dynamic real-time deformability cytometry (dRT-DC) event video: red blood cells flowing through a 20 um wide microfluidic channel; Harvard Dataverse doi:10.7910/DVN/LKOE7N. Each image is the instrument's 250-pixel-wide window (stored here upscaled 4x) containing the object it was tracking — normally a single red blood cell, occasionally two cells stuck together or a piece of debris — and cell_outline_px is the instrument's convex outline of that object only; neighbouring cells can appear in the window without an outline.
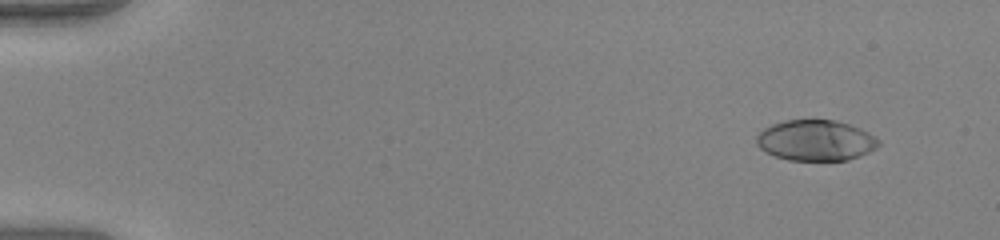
{"species": "human", "species_latin": "Homo sapiens", "temperature_condition": "warm", "stored_images_in_passage": 53, "camera_frame_rate_fps": 3000, "um_per_image_px": 0.085, "donor": {"sex": "female"}, "frame": {"image": 1, "passage_image": 5, "time_ms": 1.333, "image_size_px": [1000, 240], "cell_outline_px": [[880, 144], [876, 148], [860, 156], [848, 160], [788, 160], [764, 152], [756, 144], [756, 136], [764, 128], [772, 124], [784, 120], [836, 120], [860, 128], [868, 132], [880, 140]], "centroid_in_image_um": [69.33, 11.93], "position_along_channel_um": 15.7, "area_um2": 29.07}}
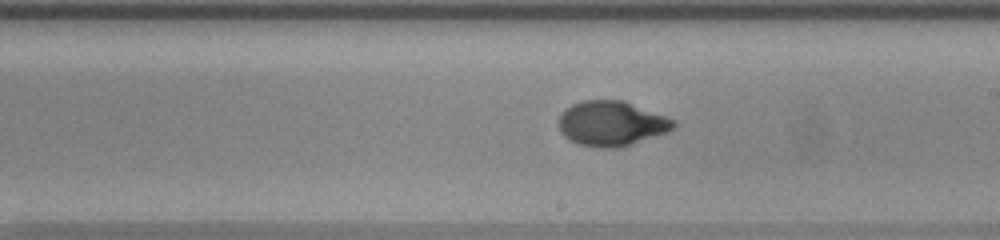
{"frame": {"image": 2, "passage_image": 32, "time_ms": 10.333, "image_size_px": [1000, 240], "cell_outline_px": [[676, 128], [668, 132], [620, 148], [600, 148], [580, 144], [568, 140], [560, 132], [560, 116], [564, 108], [572, 104], [584, 100], [620, 100], [676, 120]], "centroid_in_image_um": [51.98, 10.51], "position_along_channel_um": 237.0, "area_um2": 30.0}}
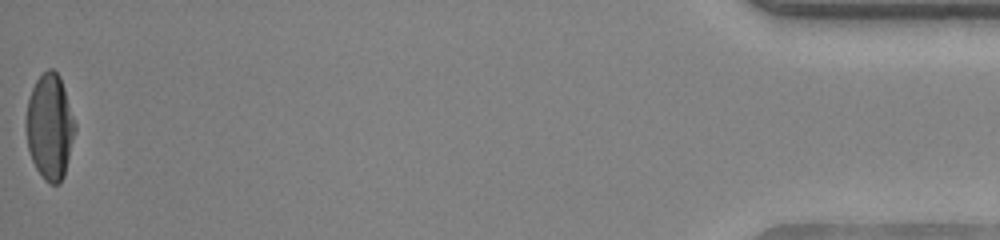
{"frame": {"image": 3, "passage_image": 53, "time_ms": 17.333, "image_size_px": [1000, 240], "cell_outline_px": [[76, 128], [64, 176], [60, 184], [48, 184], [44, 180], [36, 168], [32, 160], [28, 148], [24, 124], [24, 120], [28, 100], [32, 88], [36, 80], [48, 68], [52, 68], [60, 76], [76, 124]], "centroid_in_image_um": [4.21, 10.79], "position_along_channel_um": 431.0, "area_um2": 30.35}, "authors_computed_cell_mechanics": {"area_um2": 29.9404, "velocity_mm_per_s": 4.0268, "shape_relaxation_time_tau1_ms": 5.2736, "shape_relaxation_time_tau2_ms": null, "deformation_change_tau1": 0.2555, "deformation_change_tau2": null}}